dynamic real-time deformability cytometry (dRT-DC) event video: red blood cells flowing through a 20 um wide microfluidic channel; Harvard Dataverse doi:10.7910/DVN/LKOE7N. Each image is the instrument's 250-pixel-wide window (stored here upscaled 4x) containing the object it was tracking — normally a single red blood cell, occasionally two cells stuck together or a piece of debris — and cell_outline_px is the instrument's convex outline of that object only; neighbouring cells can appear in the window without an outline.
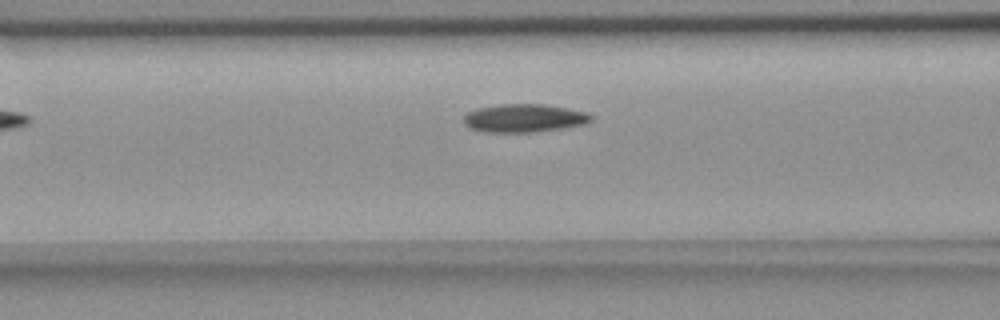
{"species": "common noctule bat (a hibernating species)", "species_latin": "Nyctalus noctula", "temperature_condition": "room temperature", "stored_images_in_passage": 23, "camera_frame_rate_fps": 3000, "um_per_image_px": 0.085, "animal": {"sex": "female", "body_mass_g": 18.4}, "frame": {"image": 1, "passage_image": 5, "time_ms": 1.333, "image_size_px": [1000, 320], "cell_outline_px": [[592, 120], [584, 124], [536, 132], [484, 132], [468, 128], [464, 124], [464, 116], [468, 112], [476, 108], [500, 104], [544, 104], [568, 108], [588, 112], [592, 116]], "centroid_in_image_um": [44.53, 10.04], "position_along_channel_um": 122.1, "area_um2": 21.04}}
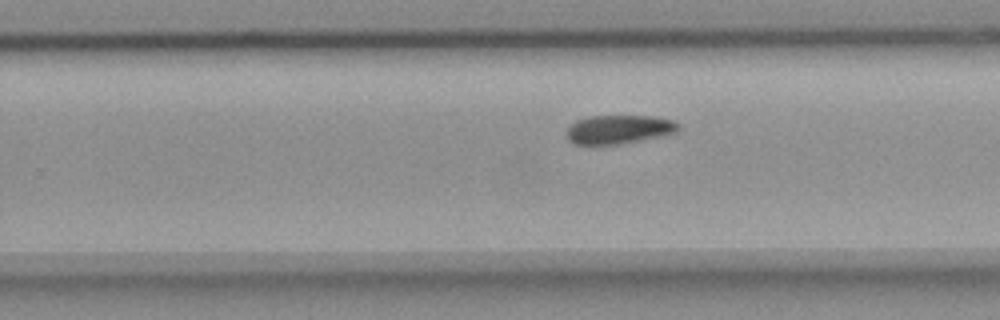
{"frame": {"image": 2, "passage_image": 14, "time_ms": 4.333, "image_size_px": [1000, 320], "cell_outline_px": [[680, 128], [676, 132], [616, 144], [572, 144], [564, 136], [564, 132], [576, 120], [588, 116], [652, 116], [672, 120], [680, 124]], "centroid_in_image_um": [52.52, 10.98], "position_along_channel_um": 277.3, "area_um2": 18.55}}
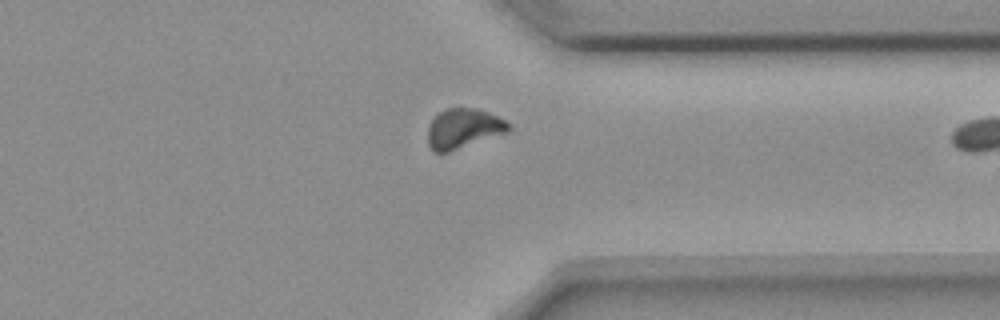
{"frame": {"image": 3, "passage_image": 22, "time_ms": 7.0, "image_size_px": [1000, 320], "cell_outline_px": [[512, 128], [508, 132], [448, 152], [432, 152], [428, 144], [428, 124], [440, 112], [448, 108], [476, 108], [488, 112], [512, 124]], "centroid_in_image_um": [39.4, 10.93], "position_along_channel_um": 372.0, "area_um2": 18.73}}